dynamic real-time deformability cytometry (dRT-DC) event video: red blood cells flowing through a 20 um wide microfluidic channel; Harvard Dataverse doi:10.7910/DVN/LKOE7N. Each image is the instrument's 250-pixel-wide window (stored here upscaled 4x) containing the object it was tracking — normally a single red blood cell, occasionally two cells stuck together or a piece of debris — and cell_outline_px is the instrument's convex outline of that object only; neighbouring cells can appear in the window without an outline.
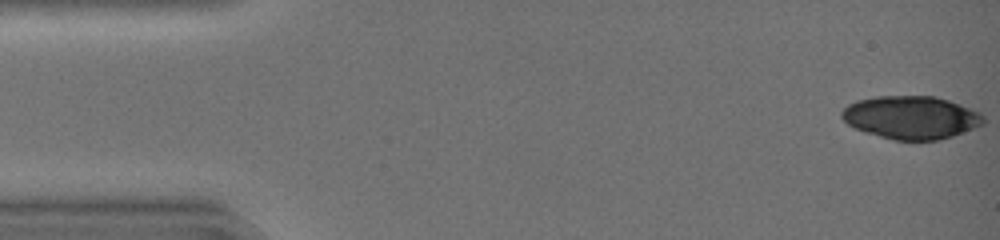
{"species": "common noctule bat (a hibernating species)", "species_latin": "Nyctalus noctula", "temperature_condition": "warm", "stored_images_in_passage": 14, "camera_frame_rate_fps": 3000, "um_per_image_px": 0.085, "animal": {"sex": "female", "body_mass_g": 19.0, "forearm_length_mm": 51.5}, "frame": {"image": 1, "passage_image": 1, "time_ms": 0.0, "image_size_px": [1000, 240], "cell_outline_px": [[984, 124], [952, 136], [940, 140], [896, 140], [864, 132], [848, 124], [840, 116], [840, 112], [848, 104], [856, 100], [876, 96], [936, 96], [960, 104], [980, 112], [984, 116]], "centroid_in_image_um": [77.44, 9.97], "position_along_channel_um": 7.6, "area_um2": 35.55}}